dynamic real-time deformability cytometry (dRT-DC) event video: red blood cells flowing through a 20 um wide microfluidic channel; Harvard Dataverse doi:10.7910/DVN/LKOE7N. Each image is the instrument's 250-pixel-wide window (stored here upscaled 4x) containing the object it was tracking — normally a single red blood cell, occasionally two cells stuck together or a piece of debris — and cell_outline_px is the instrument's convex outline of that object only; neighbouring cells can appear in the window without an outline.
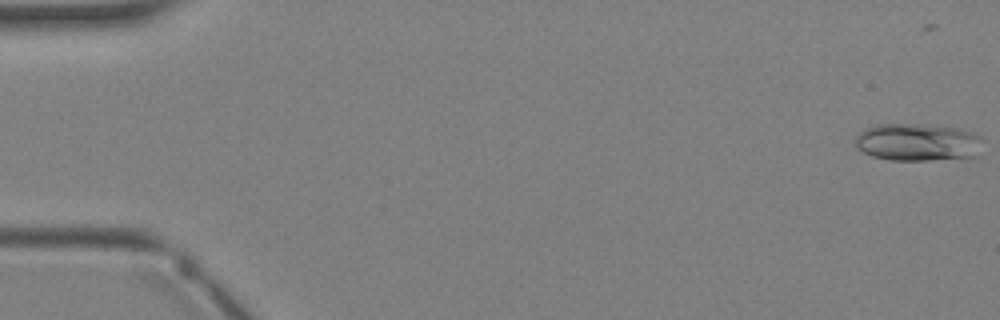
{"species": "Egyptian fruit bat (a non-hibernating species)", "species_latin": "Rousettus aegyptiacus", "temperature_condition": "warm", "stored_images_in_passage": 5, "camera_frame_rate_fps": 3000, "um_per_image_px": 0.085, "animal": {"sex": "female"}, "frame": {"image": 1, "passage_image": 1, "time_ms": 0.0, "image_size_px": [1000, 320], "cell_outline_px": [[980, 140], [976, 156], [928, 160], [892, 160], [872, 156], [856, 148], [856, 136], [864, 128], [876, 124], [916, 124], [960, 128], [972, 132], [980, 136]], "centroid_in_image_um": [77.94, 12.08], "position_along_channel_um": 7.1, "area_um2": 27.63}}
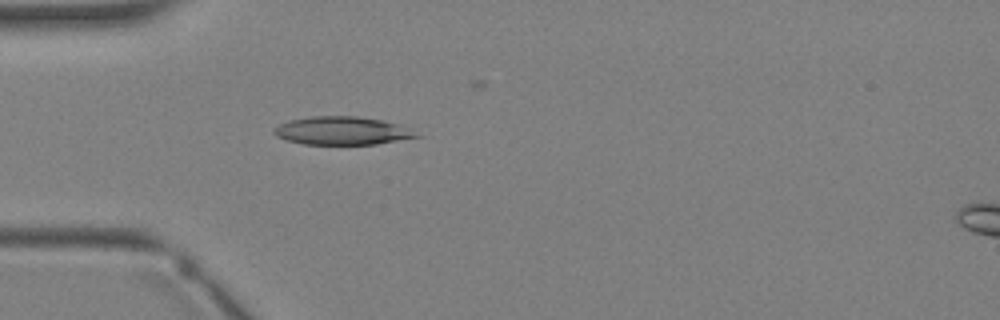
{"frame": {"image": 2, "passage_image": 4, "time_ms": 3.333, "image_size_px": [1000, 320], "cell_outline_px": [[424, 136], [376, 144], [304, 144], [288, 140], [276, 136], [272, 132], [272, 128], [288, 120], [312, 116], [356, 116], [380, 120], [396, 124]], "centroid_in_image_um": [29.03, 11.11], "position_along_channel_um": 56.0, "area_um2": 23.18}}